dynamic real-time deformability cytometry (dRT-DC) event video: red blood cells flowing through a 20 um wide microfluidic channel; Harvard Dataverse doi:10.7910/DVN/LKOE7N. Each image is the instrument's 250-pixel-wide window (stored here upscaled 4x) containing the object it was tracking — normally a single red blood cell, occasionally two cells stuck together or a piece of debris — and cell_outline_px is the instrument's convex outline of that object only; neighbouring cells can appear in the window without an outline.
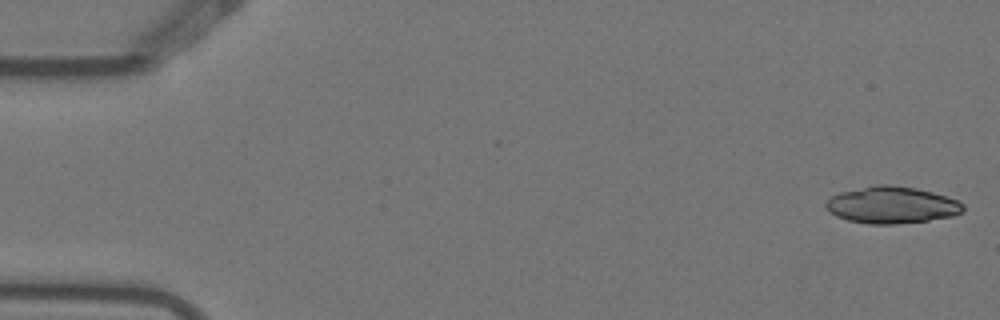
{"species": "Egyptian fruit bat (a non-hibernating species)", "species_latin": "Rousettus aegyptiacus", "temperature_condition": "warm", "stored_images_in_passage": 4, "camera_frame_rate_fps": 3000, "um_per_image_px": 0.085, "animal": {"sex": "female"}, "frame": {"image": 1, "passage_image": 1, "time_ms": 0.0, "image_size_px": [1000, 320], "cell_outline_px": [[964, 212], [952, 216], [928, 220], [892, 224], [868, 224], [848, 220], [836, 216], [828, 212], [824, 208], [824, 204], [832, 196], [840, 192], [876, 184], [888, 184], [916, 188], [932, 192], [956, 200], [964, 204]], "centroid_in_image_um": [75.77, 17.42], "position_along_channel_um": 9.2, "area_um2": 29.48}}